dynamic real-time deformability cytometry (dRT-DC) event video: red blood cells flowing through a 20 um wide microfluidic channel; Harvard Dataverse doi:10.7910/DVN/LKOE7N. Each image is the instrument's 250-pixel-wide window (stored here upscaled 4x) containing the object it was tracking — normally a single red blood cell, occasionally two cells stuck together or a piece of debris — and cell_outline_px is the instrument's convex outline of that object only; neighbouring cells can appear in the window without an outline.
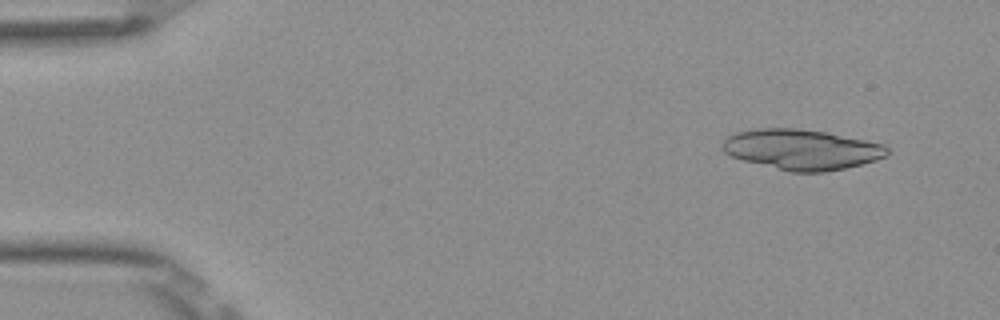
{"species": "Egyptian fruit bat (a non-hibernating species)", "species_latin": "Rousettus aegyptiacus", "temperature_condition": "room temperature", "stored_images_in_passage": 36, "camera_frame_rate_fps": 3000, "um_per_image_px": 0.085, "frame": {"image": 1, "passage_image": 3, "time_ms": 0.667, "image_size_px": [1000, 320], "cell_outline_px": [[888, 156], [876, 160], [844, 168], [824, 172], [792, 172], [744, 160], [732, 156], [724, 152], [720, 148], [720, 144], [728, 136], [736, 132], [756, 128], [796, 128], [824, 132], [884, 144], [888, 148]], "centroid_in_image_um": [68.12, 12.7], "position_along_channel_um": 16.9, "area_um2": 38.49}}
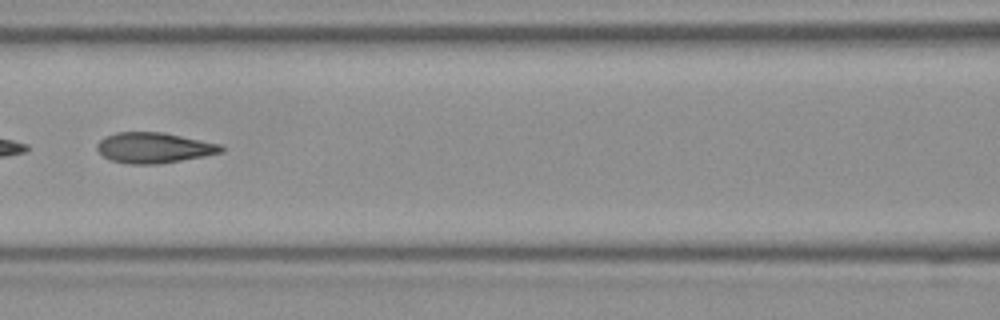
{"frame": {"image": 2, "passage_image": 22, "time_ms": 7.0, "image_size_px": [1000, 320], "cell_outline_px": [[224, 152], [204, 156], [160, 164], [128, 164], [112, 160], [104, 156], [96, 148], [96, 144], [104, 136], [116, 132], [164, 132], [220, 144], [224, 148]], "centroid_in_image_um": [13.08, 12.55], "position_along_channel_um": 153.5, "area_um2": 22.14}}
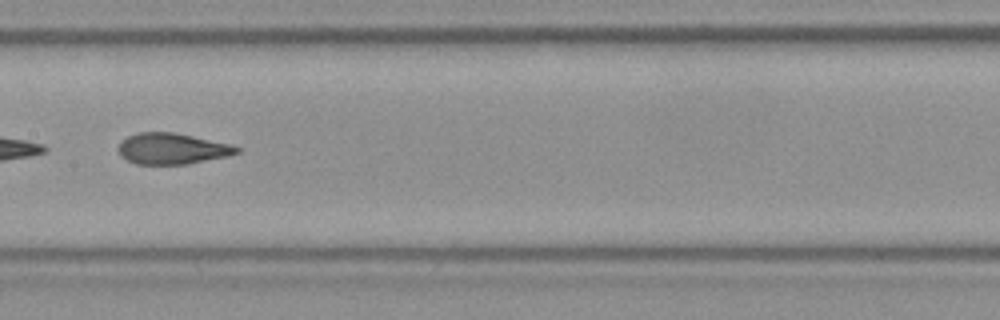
{"frame": {"image": 3, "passage_image": 25, "time_ms": 8.0, "image_size_px": [1000, 320], "cell_outline_px": [[240, 152], [228, 156], [188, 164], [136, 164], [120, 156], [116, 148], [120, 140], [136, 132], [172, 132], [232, 144], [240, 148]], "centroid_in_image_um": [14.59, 12.63], "position_along_channel_um": 192.8, "area_um2": 21.62}}